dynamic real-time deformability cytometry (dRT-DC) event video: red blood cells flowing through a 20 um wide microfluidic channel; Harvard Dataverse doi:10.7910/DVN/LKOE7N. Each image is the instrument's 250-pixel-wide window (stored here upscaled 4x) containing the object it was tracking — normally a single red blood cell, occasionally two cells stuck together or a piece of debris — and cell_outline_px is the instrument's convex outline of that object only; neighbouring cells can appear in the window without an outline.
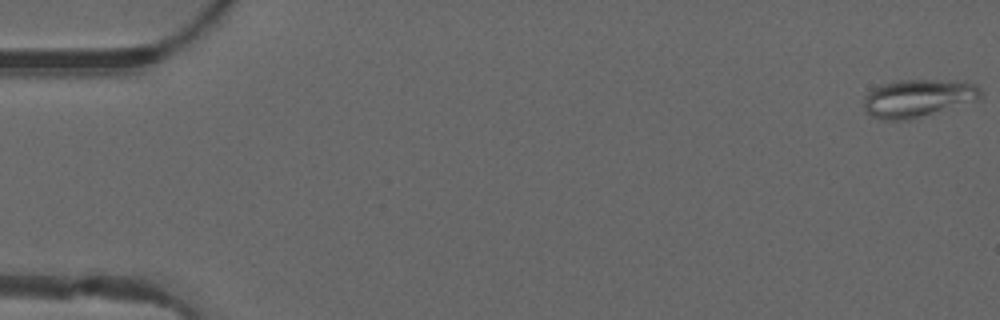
{"species": "common noctule bat (a hibernating species)", "species_latin": "Nyctalus noctula", "temperature_condition": "warm", "stored_images_in_passage": 46, "camera_frame_rate_fps": 3000, "um_per_image_px": 0.085, "animal": {"sex": "male", "forearm_length_mm": 52.5}, "frame": {"image": 1, "passage_image": 1, "time_ms": 0.0, "image_size_px": [1000, 320], "cell_outline_px": [[980, 100], [908, 120], [880, 120], [864, 112], [864, 96], [868, 92], [880, 84], [896, 80], [964, 80], [976, 84], [980, 88]], "centroid_in_image_um": [78.03, 8.34], "position_along_channel_um": 7.0, "area_um2": 26.18}}
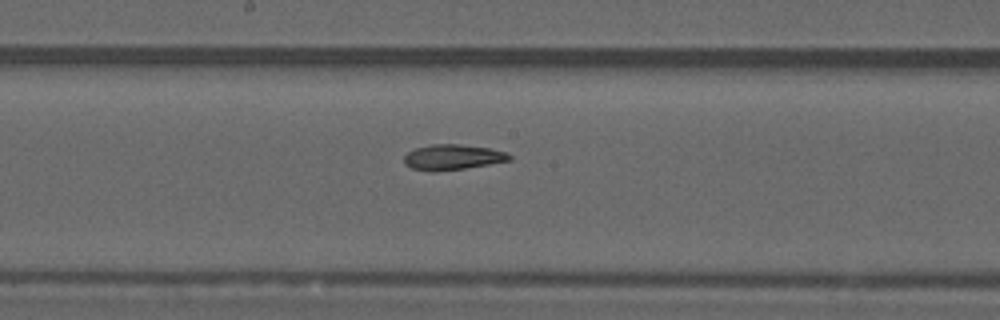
{"frame": {"image": 2, "passage_image": 27, "time_ms": 8.667, "image_size_px": [1000, 320], "cell_outline_px": [[512, 160], [464, 168], [436, 172], [432, 172], [412, 168], [404, 164], [404, 156], [408, 152], [416, 148], [432, 144], [460, 144], [488, 148], [504, 152], [512, 156]], "centroid_in_image_um": [38.44, 13.36], "position_along_channel_um": 209.8, "area_um2": 15.49}}
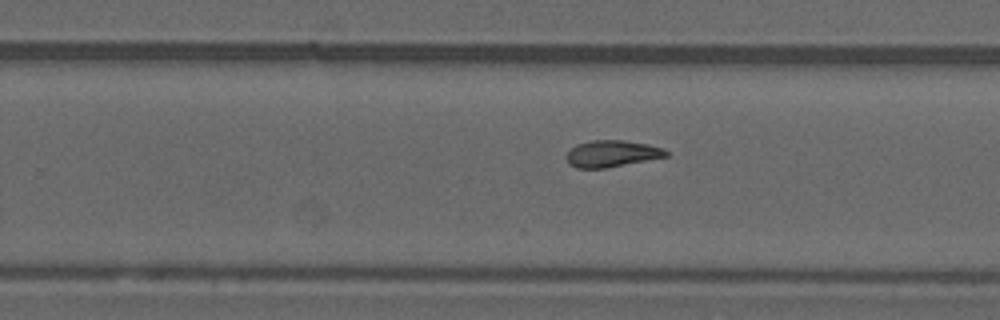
{"frame": {"image": 3, "passage_image": 32, "time_ms": 10.333, "image_size_px": [1000, 320], "cell_outline_px": [[668, 156], [608, 168], [576, 168], [568, 164], [564, 156], [576, 144], [592, 140], [624, 140], [648, 144], [664, 148], [668, 152]], "centroid_in_image_um": [51.99, 13.06], "position_along_channel_um": 277.8, "area_um2": 15.66}, "authors_computed_cell_mechanics": {"area_um2": 16.2129, "velocity_mm_per_s": 4.1099, "shape_relaxation_time_tau1_ms": null, "shape_relaxation_time_tau2_ms": 5.4544, "deformation_change_tau1": null, "deformation_change_tau2": 0.1315}}